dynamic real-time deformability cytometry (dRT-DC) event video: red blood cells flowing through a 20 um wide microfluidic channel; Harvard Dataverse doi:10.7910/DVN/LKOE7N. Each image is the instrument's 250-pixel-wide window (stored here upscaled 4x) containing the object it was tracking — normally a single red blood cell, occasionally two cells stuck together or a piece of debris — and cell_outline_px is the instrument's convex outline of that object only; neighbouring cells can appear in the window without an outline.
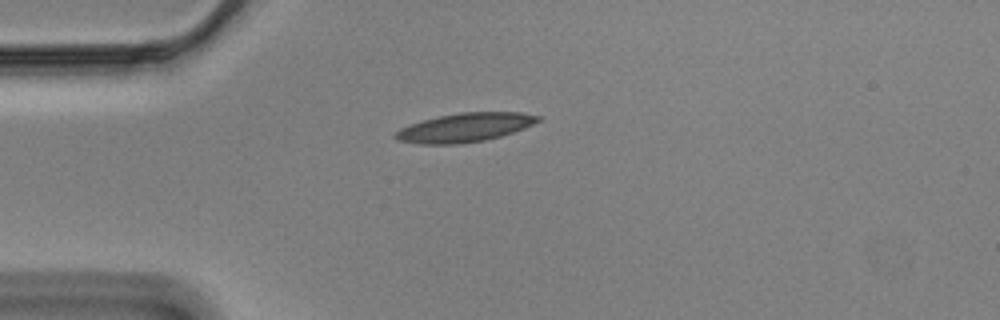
{"species": "Egyptian fruit bat (a non-hibernating species)", "species_latin": "Rousettus aegyptiacus", "temperature_condition": "cold", "stored_images_in_passage": 44, "camera_frame_rate_fps": 3000, "um_per_image_px": 0.085, "animal": {"sex": "male"}, "frame": {"image": 1, "passage_image": 1, "time_ms": 0.0, "image_size_px": [1000, 320], "cell_outline_px": [[540, 120], [524, 128], [500, 136], [484, 140], [460, 144], [420, 144], [396, 140], [392, 136], [400, 128], [424, 120], [440, 116], [460, 112], [520, 112], [540, 116]], "centroid_in_image_um": [39.49, 10.84], "position_along_channel_um": 45.5, "area_um2": 23.76}}
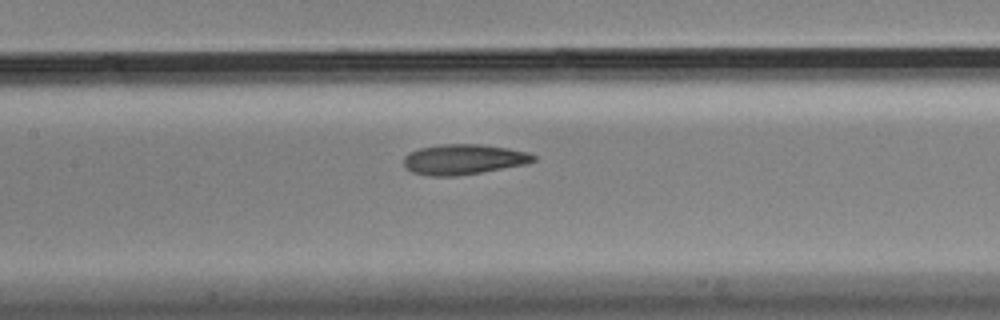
{"frame": {"image": 2, "passage_image": 13, "time_ms": 4.0, "image_size_px": [1000, 320], "cell_outline_px": [[536, 160], [524, 164], [480, 172], [456, 176], [428, 176], [412, 172], [404, 168], [404, 156], [408, 152], [420, 148], [440, 144], [480, 144], [508, 148], [528, 152], [536, 156]], "centroid_in_image_um": [39.35, 13.54], "position_along_channel_um": 168.0, "area_um2": 22.89}}
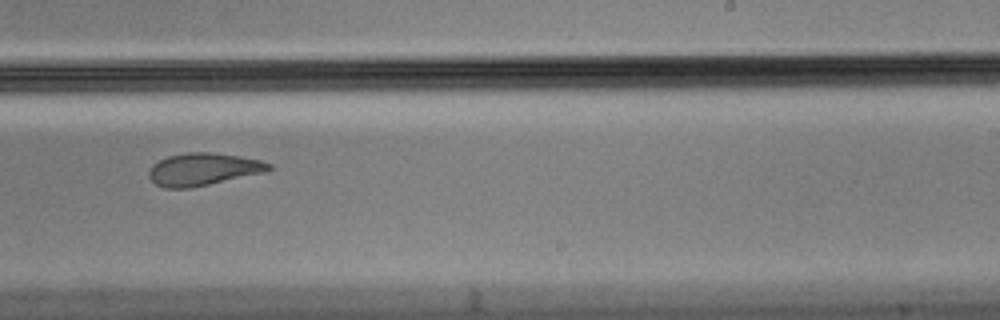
{"frame": {"image": 3, "passage_image": 22, "time_ms": 7.0, "image_size_px": [1000, 320], "cell_outline_px": [[272, 168], [268, 172], [188, 188], [164, 188], [156, 184], [148, 176], [148, 172], [152, 164], [168, 156], [188, 152], [208, 152], [240, 156], [260, 160], [272, 164]], "centroid_in_image_um": [17.28, 14.38], "position_along_channel_um": 271.7, "area_um2": 22.66}, "authors_computed_cell_mechanics": {"area_um2": 23.5246, "velocity_mm_per_s": 3.4698, "shape_relaxation_time_tau1_ms": null, "shape_relaxation_time_tau2_ms": 2.2773, "deformation_change_tau1": null, "deformation_change_tau2": 0.0856}}